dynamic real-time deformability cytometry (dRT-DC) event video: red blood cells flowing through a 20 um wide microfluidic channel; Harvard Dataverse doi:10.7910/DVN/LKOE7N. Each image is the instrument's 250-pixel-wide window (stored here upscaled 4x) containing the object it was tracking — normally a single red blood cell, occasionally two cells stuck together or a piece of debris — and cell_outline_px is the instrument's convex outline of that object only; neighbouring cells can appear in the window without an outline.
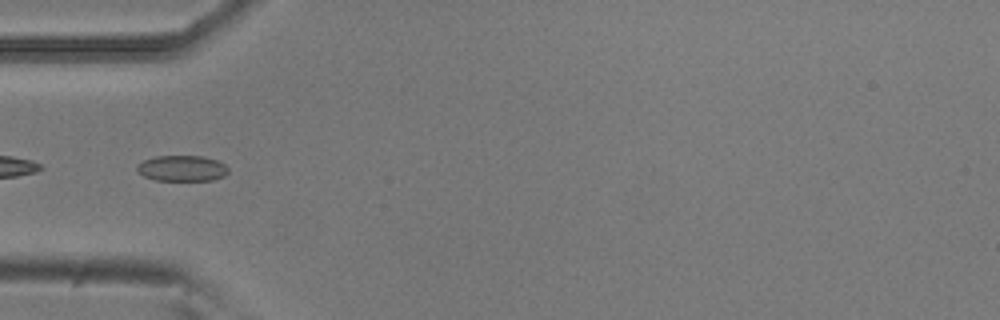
{"species": "common noctule bat (a hibernating species)", "species_latin": "Nyctalus noctula", "temperature_condition": "room temperature", "stored_images_in_passage": 43, "camera_frame_rate_fps": 3000, "um_per_image_px": 0.085, "animal": {"sex": "male", "body_mass_g": 20.5, "forearm_length_mm": 52.5}, "frame": {"image": 1, "passage_image": 7, "time_ms": 2.0, "image_size_px": [1000, 320], "cell_outline_px": [[228, 172], [224, 176], [212, 180], [156, 180], [144, 176], [136, 172], [136, 168], [144, 160], [156, 156], [204, 156], [216, 160], [224, 164], [228, 168]], "centroid_in_image_um": [15.47, 14.3], "position_along_channel_um": 69.5, "area_um2": 13.64}}
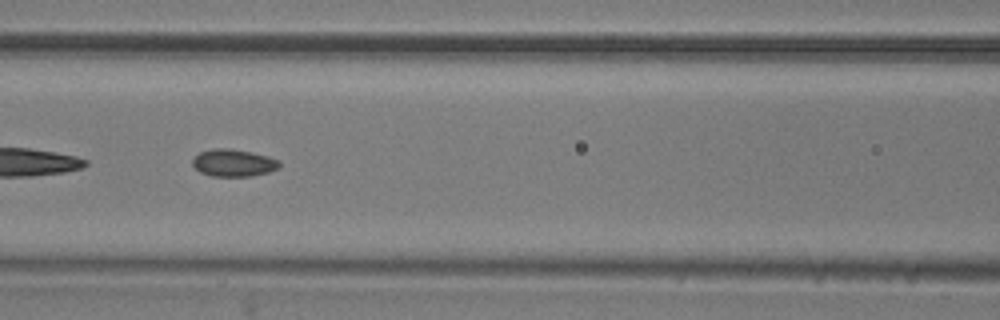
{"frame": {"image": 2, "passage_image": 13, "time_ms": 4.0, "image_size_px": [1000, 320], "cell_outline_px": [[280, 164], [276, 168], [268, 172], [252, 176], [212, 176], [200, 172], [192, 164], [192, 160], [200, 152], [212, 148], [232, 148], [252, 152], [268, 156], [276, 160]], "centroid_in_image_um": [19.81, 13.83], "position_along_channel_um": 146.8, "area_um2": 13.7}}
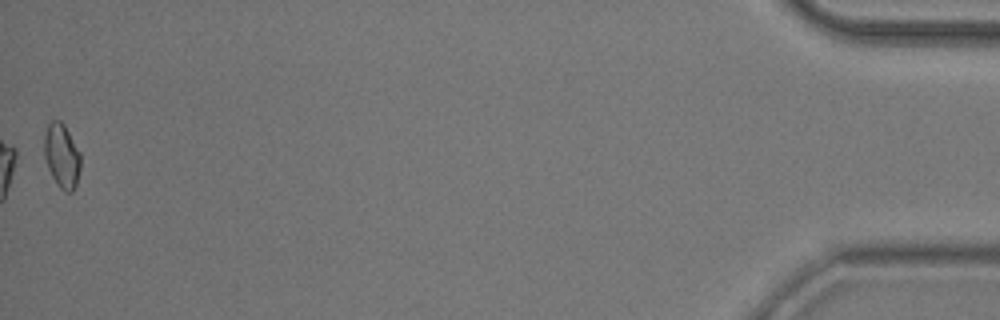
{"frame": {"image": 3, "passage_image": 43, "time_ms": 14.0, "image_size_px": [1000, 320], "cell_outline_px": [[80, 168], [76, 184], [72, 192], [64, 192], [56, 184], [48, 168], [44, 156], [44, 132], [48, 124], [52, 120], [60, 120], [64, 124], [80, 152]], "centroid_in_image_um": [5.24, 13.24], "position_along_channel_um": 430.0, "area_um2": 13.7}, "authors_computed_cell_mechanics": {"area_um2": 13.4674, "velocity_mm_per_s": 3.7996, "shape_relaxation_time_tau1_ms": null, "shape_relaxation_time_tau2_ms": 3.2673, "deformation_change_tau1": null, "deformation_change_tau2": 0.0761}}